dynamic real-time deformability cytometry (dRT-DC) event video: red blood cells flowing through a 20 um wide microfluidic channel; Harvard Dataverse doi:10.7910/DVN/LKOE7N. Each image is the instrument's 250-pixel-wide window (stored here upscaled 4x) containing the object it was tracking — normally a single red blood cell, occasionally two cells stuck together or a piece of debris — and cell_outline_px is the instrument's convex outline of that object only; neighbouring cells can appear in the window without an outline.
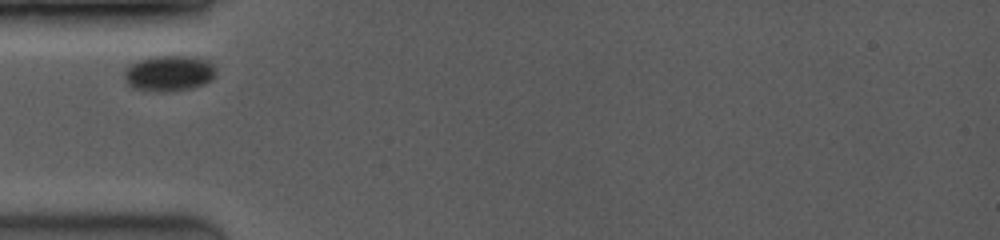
{"species": "common noctule bat (a hibernating species)", "species_latin": "Nyctalus noctula", "temperature_condition": "room temperature", "stored_images_in_passage": 2, "camera_frame_rate_fps": 3500, "um_per_image_px": 0.085, "animal": {"sex": "female", "body_mass_g": 19.0, "forearm_length_mm": 53.3}, "frame": {"image": 1, "passage_image": 1, "time_ms": 0.0, "image_size_px": [1000, 240], "cell_outline_px": [[216, 72], [212, 80], [204, 84], [192, 88], [168, 92], [156, 92], [132, 88], [124, 80], [124, 72], [136, 60], [152, 56], [196, 56], [208, 60], [216, 68]], "centroid_in_image_um": [14.38, 6.23], "position_along_channel_um": 70.6, "area_um2": 19.48}}